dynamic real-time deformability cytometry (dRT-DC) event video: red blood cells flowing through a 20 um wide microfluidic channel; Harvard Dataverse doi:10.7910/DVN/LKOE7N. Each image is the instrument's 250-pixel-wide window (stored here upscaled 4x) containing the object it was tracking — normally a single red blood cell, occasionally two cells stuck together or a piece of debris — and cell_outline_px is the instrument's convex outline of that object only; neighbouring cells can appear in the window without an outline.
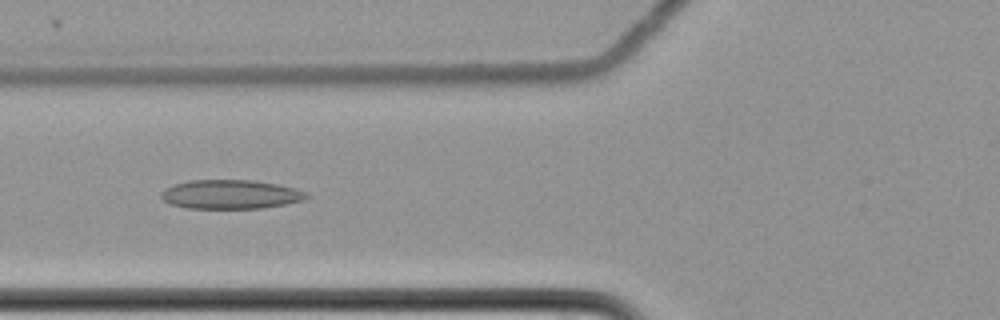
{"species": "common noctule bat (a hibernating species)", "species_latin": "Nyctalus noctula", "temperature_condition": "cold", "stored_images_in_passage": 11, "camera_frame_rate_fps": 3000, "um_per_image_px": 0.085, "animal": {"sex": "female", "body_mass_g": 22.7, "forearm_length_mm": 54.2}, "frame": {"image": 1, "passage_image": 7, "time_ms": 2.0, "image_size_px": [1000, 320], "cell_outline_px": [[308, 196], [304, 200], [284, 204], [260, 208], [184, 208], [172, 204], [164, 200], [160, 196], [160, 192], [164, 188], [172, 184], [188, 180], [252, 180], [276, 184], [308, 192]], "centroid_in_image_um": [19.54, 16.51], "position_along_channel_um": 106.3, "area_um2": 24.57}}
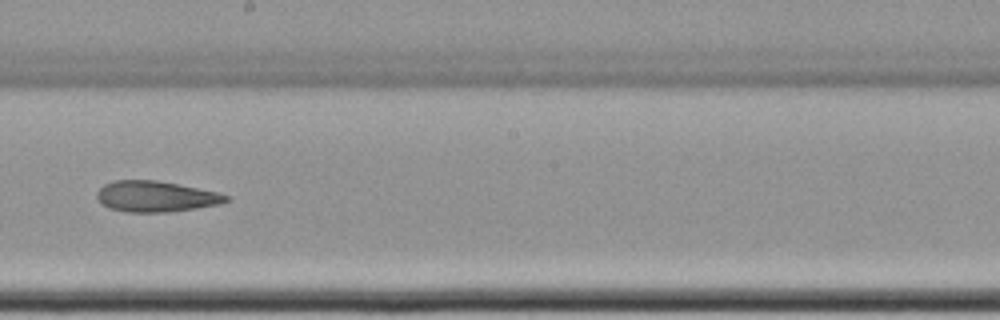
{"frame": {"image": 2, "passage_image": 10, "time_ms": 3.0, "image_size_px": [1000, 320], "cell_outline_px": [[232, 200], [220, 204], [196, 208], [168, 212], [128, 212], [108, 208], [100, 204], [96, 196], [96, 192], [104, 184], [112, 180], [156, 180], [180, 184], [216, 192], [232, 196]], "centroid_in_image_um": [13.24, 16.7], "position_along_channel_um": 235.0, "area_um2": 23.52}}
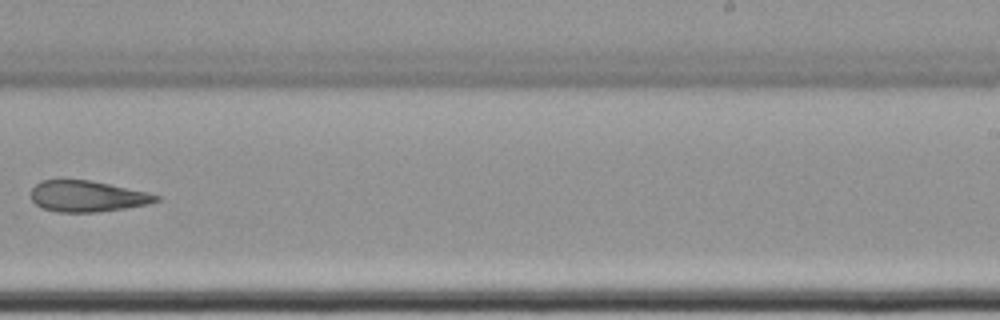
{"frame": {"image": 3, "passage_image": 11, "time_ms": 3.333, "image_size_px": [1000, 320], "cell_outline_px": [[160, 200], [148, 204], [124, 208], [96, 212], [56, 212], [44, 208], [36, 204], [32, 200], [32, 188], [40, 180], [92, 180], [148, 192], [160, 196]], "centroid_in_image_um": [7.43, 16.68], "position_along_channel_um": 281.6, "area_um2": 22.6}}